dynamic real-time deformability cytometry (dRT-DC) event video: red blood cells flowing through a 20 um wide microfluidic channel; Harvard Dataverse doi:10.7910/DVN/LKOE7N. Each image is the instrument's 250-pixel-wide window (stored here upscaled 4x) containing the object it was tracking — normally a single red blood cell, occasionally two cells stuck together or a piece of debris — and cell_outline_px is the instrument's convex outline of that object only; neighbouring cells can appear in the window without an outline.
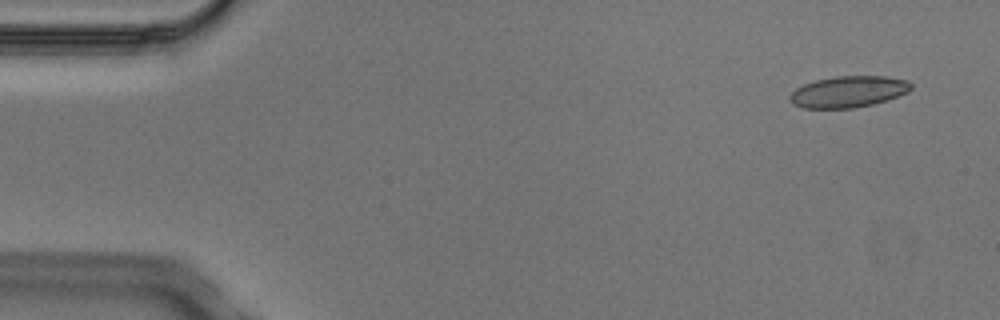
{"species": "Egyptian fruit bat (a non-hibernating species)", "species_latin": "Rousettus aegyptiacus", "temperature_condition": "cold", "stored_images_in_passage": 4, "camera_frame_rate_fps": 3000, "um_per_image_px": 0.085, "animal": {"sex": "male"}, "frame": {"image": 1, "passage_image": 1, "time_ms": 0.0, "image_size_px": [1000, 320], "cell_outline_px": [[912, 88], [908, 92], [872, 104], [856, 108], [800, 108], [792, 104], [788, 100], [788, 96], [796, 88], [804, 84], [816, 80], [836, 76], [884, 76], [908, 80], [912, 84]], "centroid_in_image_um": [72.07, 7.8], "position_along_channel_um": 12.9, "area_um2": 22.2}}
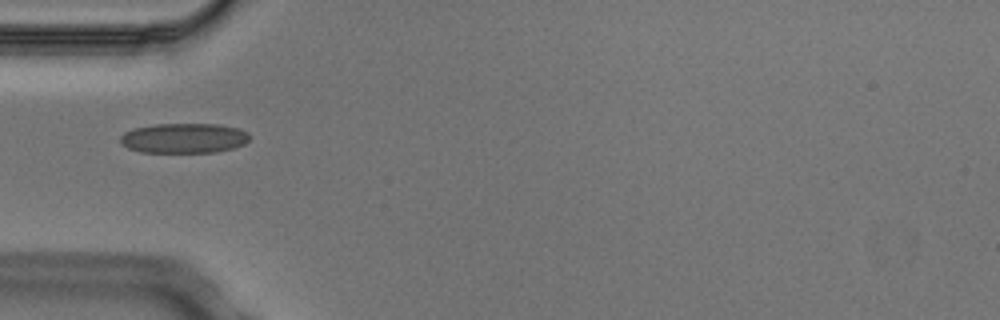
{"frame": {"image": 2, "passage_image": 4, "time_ms": 1.0, "image_size_px": [1000, 320], "cell_outline_px": [[248, 140], [244, 144], [232, 148], [216, 152], [140, 152], [128, 148], [120, 144], [120, 136], [124, 132], [132, 128], [156, 124], [216, 124], [240, 128], [248, 132]], "centroid_in_image_um": [15.6, 11.74], "position_along_channel_um": 69.4, "area_um2": 22.66}}